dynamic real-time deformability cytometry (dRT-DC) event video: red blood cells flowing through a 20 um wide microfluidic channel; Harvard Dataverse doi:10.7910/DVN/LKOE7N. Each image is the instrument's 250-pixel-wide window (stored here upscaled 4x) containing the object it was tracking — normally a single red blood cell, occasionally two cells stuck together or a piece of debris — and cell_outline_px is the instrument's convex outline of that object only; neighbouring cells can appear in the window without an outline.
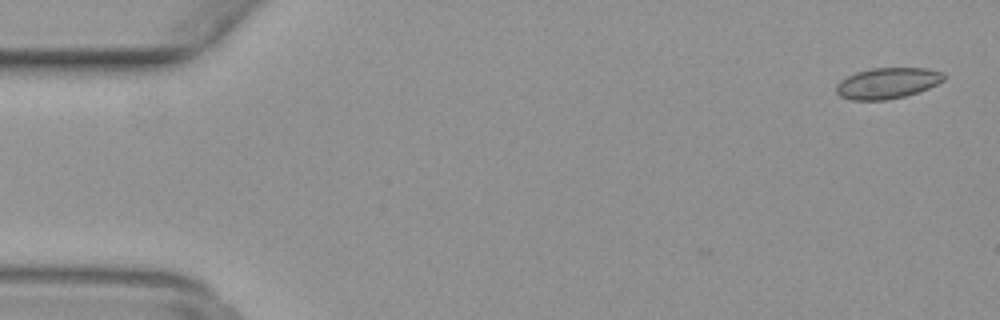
{"species": "common noctule bat (a hibernating species)", "species_latin": "Nyctalus noctula", "temperature_condition": "warm", "stored_images_in_passage": 9, "camera_frame_rate_fps": 3000, "um_per_image_px": 0.085, "animal": {"sex": "female", "body_mass_g": 29.2, "forearm_length_mm": 56.3}, "frame": {"image": 1, "passage_image": 2, "time_ms": 0.333, "image_size_px": [1000, 320], "cell_outline_px": [[944, 80], [928, 88], [904, 96], [884, 100], [852, 100], [840, 96], [836, 92], [836, 84], [840, 80], [856, 72], [872, 68], [928, 68], [944, 72]], "centroid_in_image_um": [75.41, 7.06], "position_along_channel_um": 9.6, "area_um2": 19.31}}